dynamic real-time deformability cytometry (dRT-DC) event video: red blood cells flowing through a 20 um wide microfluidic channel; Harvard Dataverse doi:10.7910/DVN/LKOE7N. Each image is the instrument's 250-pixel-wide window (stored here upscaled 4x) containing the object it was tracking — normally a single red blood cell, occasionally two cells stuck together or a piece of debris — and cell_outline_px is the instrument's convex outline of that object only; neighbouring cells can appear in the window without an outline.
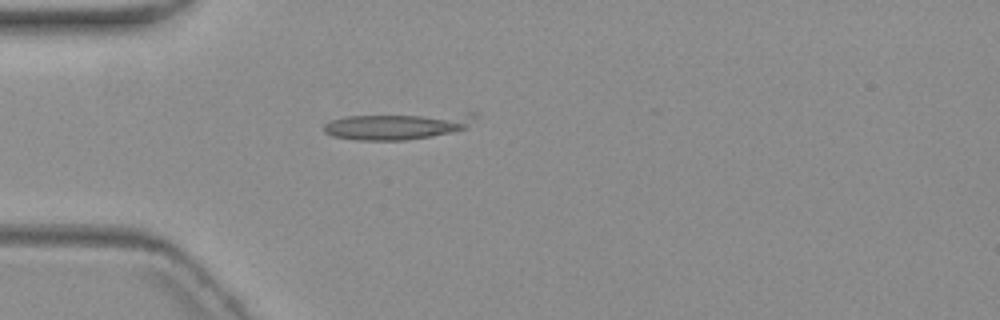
{"species": "common noctule bat (a hibernating species)", "species_latin": "Nyctalus noctula", "temperature_condition": "warm", "stored_images_in_passage": 5, "camera_frame_rate_fps": 3000, "um_per_image_px": 0.085, "animal": {"sex": "female", "body_mass_g": 19.3, "forearm_length_mm": 54.1}, "frame": {"image": 1, "passage_image": 4, "time_ms": 3.667, "image_size_px": [1000, 320], "cell_outline_px": [[476, 116], [464, 128], [452, 132], [432, 136], [404, 140], [356, 140], [332, 136], [324, 132], [324, 124], [332, 120], [344, 116], [468, 112], [476, 112]], "centroid_in_image_um": [33.78, 10.69], "position_along_channel_um": 51.2, "area_um2": 23.47}}